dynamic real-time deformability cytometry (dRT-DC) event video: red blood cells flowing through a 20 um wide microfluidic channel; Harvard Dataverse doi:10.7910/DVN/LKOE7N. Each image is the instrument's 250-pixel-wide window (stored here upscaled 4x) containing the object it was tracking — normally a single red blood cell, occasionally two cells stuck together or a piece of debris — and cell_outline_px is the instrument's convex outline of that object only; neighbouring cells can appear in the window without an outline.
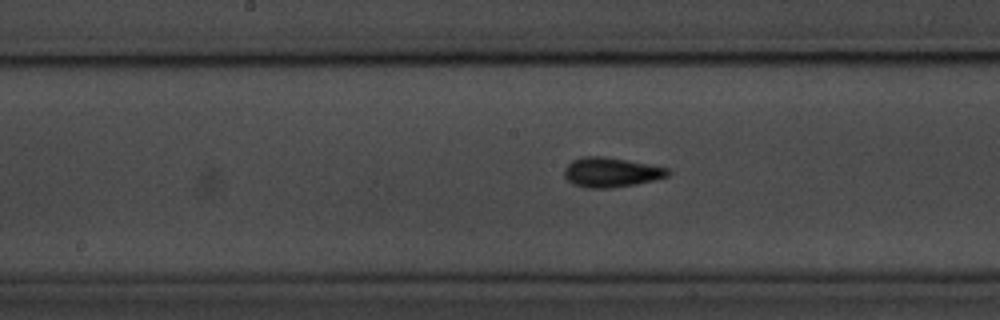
{"species": "common noctule bat (a hibernating species)", "species_latin": "Nyctalus noctula", "temperature_condition": "room temperature", "stored_images_in_passage": 29, "camera_frame_rate_fps": 3000, "um_per_image_px": 0.085, "animal": {"sex": "male", "body_mass_g": 20.1, "forearm_length_mm": 53.5}, "frame": {"image": 1, "passage_image": 13, "time_ms": 4.0, "image_size_px": [1000, 320], "cell_outline_px": [[672, 172], [668, 176], [656, 180], [636, 184], [612, 188], [588, 188], [572, 184], [564, 176], [564, 168], [572, 160], [584, 156], [600, 156], [628, 160], [668, 168]], "centroid_in_image_um": [51.95, 14.65], "position_along_channel_um": 196.3, "area_um2": 18.03}}